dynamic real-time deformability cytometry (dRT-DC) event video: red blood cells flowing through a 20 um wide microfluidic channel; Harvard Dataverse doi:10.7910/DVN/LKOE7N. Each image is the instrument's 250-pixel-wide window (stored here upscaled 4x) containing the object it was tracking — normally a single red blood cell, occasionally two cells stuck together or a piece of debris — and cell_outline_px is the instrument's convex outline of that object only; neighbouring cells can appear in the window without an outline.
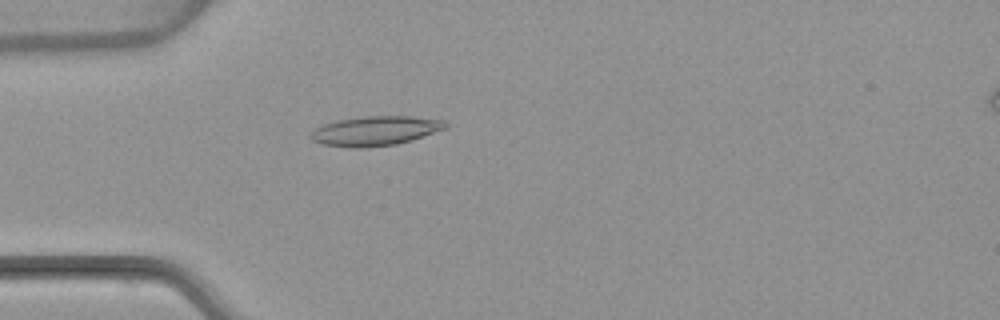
{"species": "common noctule bat (a hibernating species)", "species_latin": "Nyctalus noctula", "temperature_condition": "warm", "stored_images_in_passage": 4, "camera_frame_rate_fps": 3000, "um_per_image_px": 0.085, "animal": {"sex": "female", "body_mass_g": 22.7, "forearm_length_mm": 54.2}, "frame": {"image": 1, "passage_image": 4, "time_ms": 4.667, "image_size_px": [1000, 320], "cell_outline_px": [[448, 128], [412, 140], [396, 144], [364, 148], [352, 148], [324, 144], [312, 140], [308, 136], [316, 128], [324, 124], [336, 120], [364, 116], [412, 116], [440, 120], [448, 124]], "centroid_in_image_um": [31.9, 11.12], "position_along_channel_um": 53.1, "area_um2": 23.18}}